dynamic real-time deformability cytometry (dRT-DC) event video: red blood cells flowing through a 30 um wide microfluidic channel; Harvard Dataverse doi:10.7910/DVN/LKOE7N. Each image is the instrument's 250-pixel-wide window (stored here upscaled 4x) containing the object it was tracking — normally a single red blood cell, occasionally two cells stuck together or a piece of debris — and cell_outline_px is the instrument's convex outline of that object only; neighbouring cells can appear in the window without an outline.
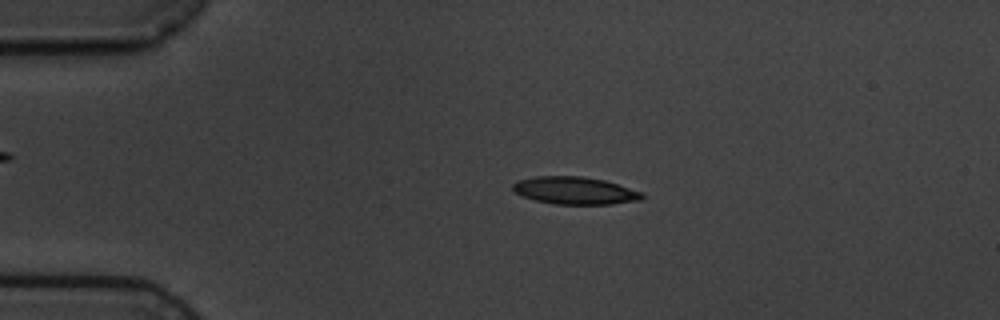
{"species": "common noctule bat (a hibernating species)", "species_latin": "Nyctalus noctula", "temperature_condition": "cold", "stored_images_in_passage": 4, "camera_frame_rate_fps": 3000, "um_per_image_px": 0.085, "animal": {"sex": "male", "body_mass_g": 19.5, "forearm_length_mm": 54.6}, "frame": {"image": 1, "passage_image": 3, "time_ms": 2.333, "image_size_px": [1000, 320], "cell_outline_px": [[644, 196], [640, 200], [612, 204], [556, 204], [536, 200], [524, 196], [516, 192], [512, 188], [512, 184], [520, 180], [536, 176], [580, 176], [604, 180], [644, 192]], "centroid_in_image_um": [48.91, 16.2], "position_along_channel_um": 36.1, "area_um2": 20.52}}